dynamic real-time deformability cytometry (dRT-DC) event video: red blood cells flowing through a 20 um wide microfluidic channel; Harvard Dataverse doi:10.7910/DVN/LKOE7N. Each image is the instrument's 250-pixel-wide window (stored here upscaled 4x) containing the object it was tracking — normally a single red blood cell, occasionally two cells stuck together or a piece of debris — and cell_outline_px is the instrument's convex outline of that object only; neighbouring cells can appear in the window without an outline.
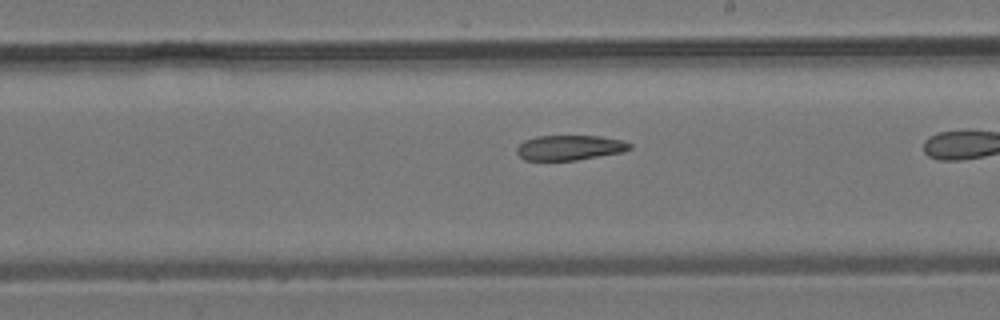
{"species": "common noctule bat (a hibernating species)", "species_latin": "Nyctalus noctula", "temperature_condition": "room temperature", "stored_images_in_passage": 20, "camera_frame_rate_fps": 3000, "um_per_image_px": 0.085, "animal": {"sex": "male", "body_mass_g": 19.2, "forearm_length_mm": 51.8}, "frame": {"image": 1, "passage_image": 12, "time_ms": 3.667, "image_size_px": [1000, 320], "cell_outline_px": [[632, 148], [624, 152], [576, 160], [524, 160], [516, 152], [516, 148], [524, 140], [536, 136], [600, 136], [624, 140], [632, 144]], "centroid_in_image_um": [48.45, 12.54], "position_along_channel_um": 240.5, "area_um2": 16.59}}